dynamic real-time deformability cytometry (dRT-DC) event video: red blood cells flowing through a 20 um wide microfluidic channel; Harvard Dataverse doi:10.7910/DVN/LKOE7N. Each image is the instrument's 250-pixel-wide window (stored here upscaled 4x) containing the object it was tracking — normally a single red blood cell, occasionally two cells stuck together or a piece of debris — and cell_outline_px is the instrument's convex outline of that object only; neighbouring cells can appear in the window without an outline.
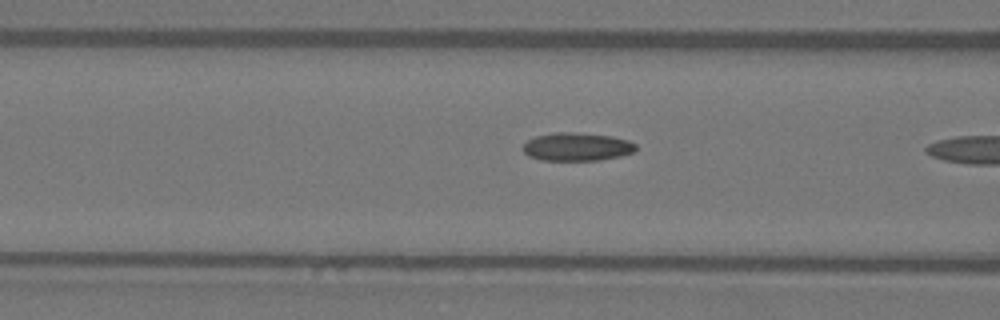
{"species": "Egyptian fruit bat (a non-hibernating species)", "species_latin": "Rousettus aegyptiacus", "temperature_condition": "warm", "stored_images_in_passage": 19, "camera_frame_rate_fps": 3000, "um_per_image_px": 0.085, "animal": {"sex": "female"}, "frame": {"image": 1, "passage_image": 18, "time_ms": 5.667, "image_size_px": [1000, 320], "cell_outline_px": [[636, 148], [632, 152], [620, 156], [600, 160], [540, 160], [528, 156], [520, 148], [528, 140], [536, 136], [552, 132], [576, 132], [612, 136], [628, 140], [636, 144]], "centroid_in_image_um": [49.0, 12.47], "position_along_channel_um": 117.6, "area_um2": 18.67}}